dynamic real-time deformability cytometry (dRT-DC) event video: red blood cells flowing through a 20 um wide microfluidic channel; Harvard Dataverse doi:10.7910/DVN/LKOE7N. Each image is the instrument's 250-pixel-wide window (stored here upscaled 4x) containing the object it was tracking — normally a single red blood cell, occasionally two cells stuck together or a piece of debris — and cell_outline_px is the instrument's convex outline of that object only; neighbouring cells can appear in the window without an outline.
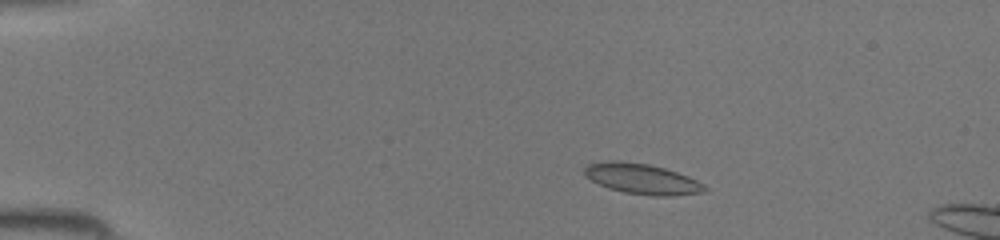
{"species": "common noctule bat (a hibernating species)", "species_latin": "Nyctalus noctula", "temperature_condition": "room temperature", "stored_images_in_passage": 9, "camera_frame_rate_fps": 3000, "um_per_image_px": 0.085, "animal": {"sex": "female", "body_mass_g": 19.5, "forearm_length_mm": 54.1}, "frame": {"image": 1, "passage_image": 4, "time_ms": 1.0, "image_size_px": [1000, 240], "cell_outline_px": [[708, 188], [704, 192], [672, 196], [652, 196], [624, 192], [608, 188], [584, 176], [584, 168], [588, 164], [604, 160], [620, 160], [648, 164], [664, 168], [688, 176], [704, 184]], "centroid_in_image_um": [54.56, 15.2], "position_along_channel_um": 30.4, "area_um2": 21.44}}